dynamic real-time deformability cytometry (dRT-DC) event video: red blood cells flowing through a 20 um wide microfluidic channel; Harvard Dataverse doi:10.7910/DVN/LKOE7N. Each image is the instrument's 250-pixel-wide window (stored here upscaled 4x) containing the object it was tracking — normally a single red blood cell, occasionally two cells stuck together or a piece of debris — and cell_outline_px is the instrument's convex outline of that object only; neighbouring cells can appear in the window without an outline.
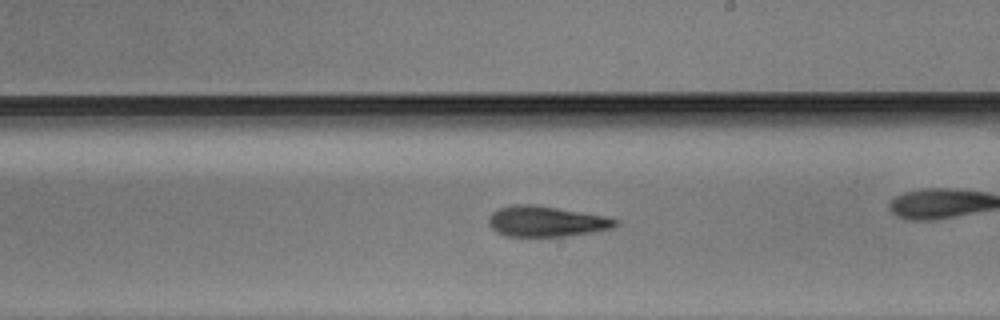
{"species": "Egyptian fruit bat (a non-hibernating species)", "species_latin": "Rousettus aegyptiacus", "temperature_condition": "warm", "stored_images_in_passage": 38, "camera_frame_rate_fps": 3000, "um_per_image_px": 0.085, "animal": {"sex": "male"}, "frame": {"image": 1, "passage_image": 27, "time_ms": 8.667, "image_size_px": [1000, 320], "cell_outline_px": [[620, 224], [612, 228], [596, 232], [564, 236], [508, 236], [496, 232], [488, 224], [488, 220], [492, 212], [500, 208], [512, 204], [536, 204], [608, 216], [620, 220]], "centroid_in_image_um": [46.49, 18.81], "position_along_channel_um": 242.5, "area_um2": 22.95}}
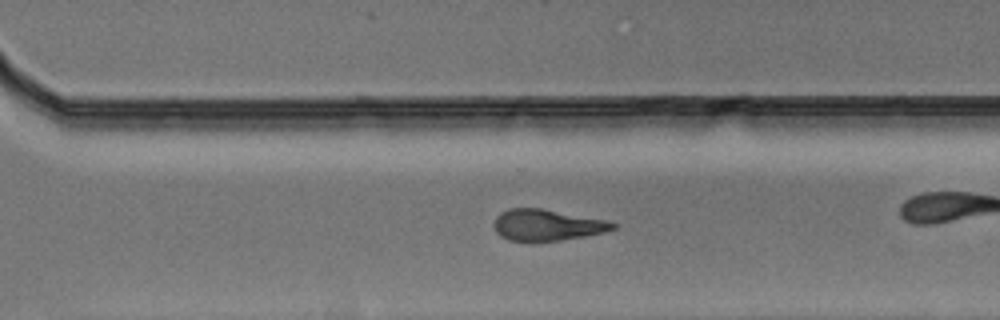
{"frame": {"image": 2, "passage_image": 33, "time_ms": 10.667, "image_size_px": [1000, 320], "cell_outline_px": [[616, 228], [604, 232], [584, 236], [560, 240], [508, 240], [500, 236], [496, 232], [492, 224], [496, 216], [500, 212], [508, 208], [540, 208], [604, 220], [616, 224]], "centroid_in_image_um": [46.42, 19.11], "position_along_channel_um": 324.2, "area_um2": 21.33}}